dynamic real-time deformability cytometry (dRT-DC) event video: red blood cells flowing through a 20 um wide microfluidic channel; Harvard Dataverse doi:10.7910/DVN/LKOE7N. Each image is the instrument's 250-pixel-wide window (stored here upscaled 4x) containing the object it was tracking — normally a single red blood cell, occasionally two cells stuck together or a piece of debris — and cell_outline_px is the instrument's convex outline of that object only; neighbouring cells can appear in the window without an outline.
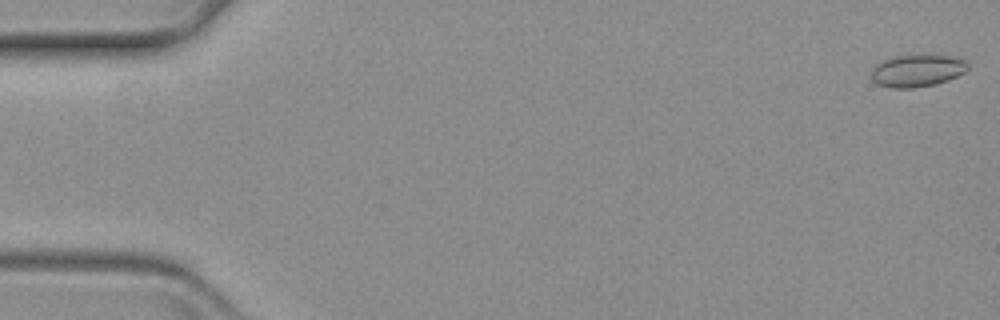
{"species": "common noctule bat (a hibernating species)", "species_latin": "Nyctalus noctula", "temperature_condition": "warm", "stored_images_in_passage": 14, "camera_frame_rate_fps": 3000, "um_per_image_px": 0.085, "animal": {"sex": "female", "body_mass_g": 19.3, "forearm_length_mm": 54.1}, "frame": {"image": 1, "passage_image": 1, "time_ms": 0.0, "image_size_px": [1000, 320], "cell_outline_px": [[968, 68], [964, 72], [948, 80], [936, 84], [912, 88], [892, 88], [876, 84], [872, 80], [872, 68], [876, 64], [892, 56], [952, 56], [964, 60], [968, 64]], "centroid_in_image_um": [77.93, 6.02], "position_along_channel_um": 7.1, "area_um2": 17.92}}